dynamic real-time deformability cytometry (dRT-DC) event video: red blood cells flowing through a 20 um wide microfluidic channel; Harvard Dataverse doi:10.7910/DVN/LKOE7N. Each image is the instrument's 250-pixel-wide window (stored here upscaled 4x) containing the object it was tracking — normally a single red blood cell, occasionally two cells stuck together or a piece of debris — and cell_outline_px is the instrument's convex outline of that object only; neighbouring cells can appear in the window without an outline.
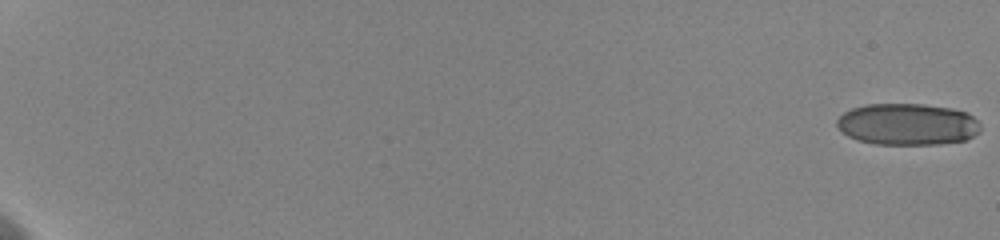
{"species": "human", "species_latin": "Homo sapiens", "temperature_condition": "cold", "stored_images_in_passage": 42, "camera_frame_rate_fps": 3000, "um_per_image_px": 0.085, "donor": {"sex": "female"}, "frame": {"image": 1, "passage_image": 1, "time_ms": 0.0, "image_size_px": [1000, 240], "cell_outline_px": [[980, 132], [964, 140], [940, 144], [876, 144], [856, 140], [848, 136], [836, 124], [836, 120], [844, 112], [852, 108], [868, 104], [924, 104], [952, 108], [968, 112], [980, 124]], "centroid_in_image_um": [77.14, 10.56], "position_along_channel_um": 7.9, "area_um2": 34.91}}
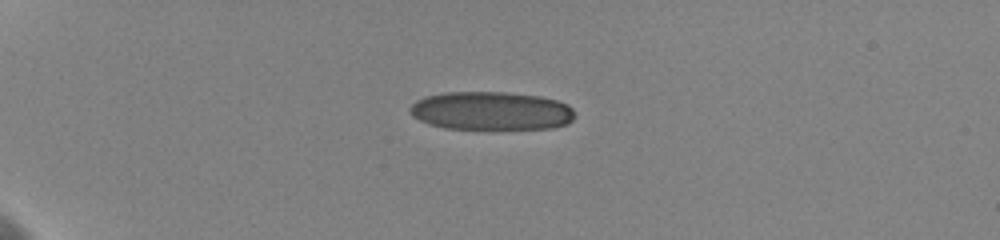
{"frame": {"image": 2, "passage_image": 23, "time_ms": 5.667, "image_size_px": [1000, 240], "cell_outline_px": [[576, 116], [568, 124], [552, 128], [488, 132], [444, 128], [428, 124], [412, 116], [408, 108], [416, 100], [424, 96], [444, 92], [508, 92], [540, 96], [556, 100], [568, 104], [572, 108]], "centroid_in_image_um": [41.76, 9.47], "position_along_channel_um": 43.2, "area_um2": 38.61}}
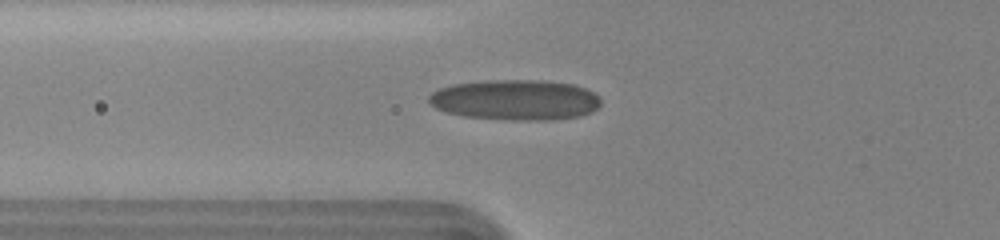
{"frame": {"image": 3, "passage_image": 34, "time_ms": 8.333, "image_size_px": [1000, 240], "cell_outline_px": [[600, 104], [592, 112], [580, 116], [552, 120], [512, 120], [464, 116], [448, 112], [436, 108], [428, 104], [428, 96], [432, 92], [440, 88], [452, 84], [484, 80], [544, 80], [576, 84], [600, 96]], "centroid_in_image_um": [43.81, 8.48], "position_along_channel_um": 82.0, "area_um2": 40.86}}